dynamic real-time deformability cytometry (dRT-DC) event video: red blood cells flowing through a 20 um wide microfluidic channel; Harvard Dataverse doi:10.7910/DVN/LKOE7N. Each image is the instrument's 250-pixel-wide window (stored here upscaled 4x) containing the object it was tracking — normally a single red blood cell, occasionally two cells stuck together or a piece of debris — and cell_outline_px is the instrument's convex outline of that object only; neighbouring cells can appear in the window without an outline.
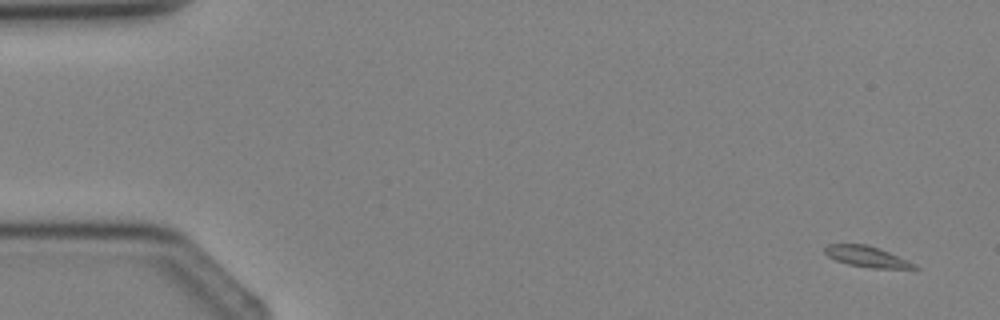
{"species": "Egyptian fruit bat (a non-hibernating species)", "species_latin": "Rousettus aegyptiacus", "temperature_condition": "cold", "stored_images_in_passage": 3, "camera_frame_rate_fps": 3000, "um_per_image_px": 0.085, "animal": {"sex": "female"}, "frame": {"image": 1, "passage_image": 1, "time_ms": 0.0, "image_size_px": [1000, 320], "cell_outline_px": [[920, 268], [872, 268], [848, 264], [836, 260], [828, 256], [824, 252], [824, 248], [828, 244], [868, 244], [880, 248], [916, 264]], "centroid_in_image_um": [73.67, 21.8], "position_along_channel_um": 11.3, "area_um2": 10.81}}